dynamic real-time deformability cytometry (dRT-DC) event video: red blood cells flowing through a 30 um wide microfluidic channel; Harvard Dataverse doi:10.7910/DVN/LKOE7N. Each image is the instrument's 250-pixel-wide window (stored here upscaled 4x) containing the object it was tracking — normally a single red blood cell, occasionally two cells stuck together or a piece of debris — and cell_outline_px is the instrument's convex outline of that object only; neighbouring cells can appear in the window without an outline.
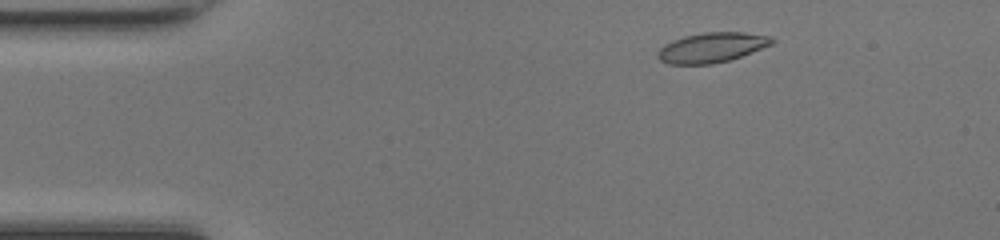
{"species": "common noctule bat (a hibernating species)", "species_latin": "Nyctalus noctula", "temperature_condition": "room temperature", "stored_images_in_passage": 45, "camera_frame_rate_fps": 3000, "um_per_image_px": 0.085, "animal": {"sex": "female", "body_mass_g": 17.0, "forearm_length_mm": 48.0}, "frame": {"image": 1, "passage_image": 4, "time_ms": 1.0, "image_size_px": [1000, 240], "cell_outline_px": [[776, 40], [772, 44], [740, 56], [728, 60], [712, 64], [668, 64], [660, 60], [656, 56], [656, 52], [664, 44], [672, 40], [684, 36], [704, 32], [744, 32], [772, 36]], "centroid_in_image_um": [60.47, 4.03], "position_along_channel_um": 24.5, "area_um2": 19.94}}
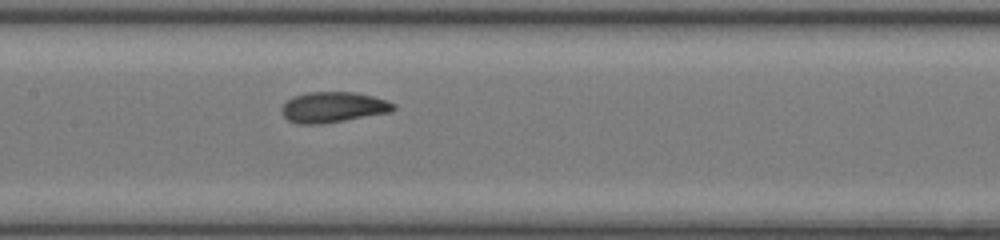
{"frame": {"image": 2, "passage_image": 20, "time_ms": 6.333, "image_size_px": [1000, 240], "cell_outline_px": [[396, 108], [392, 112], [320, 124], [296, 124], [288, 120], [284, 116], [280, 108], [292, 96], [308, 92], [356, 92], [372, 96], [396, 104]], "centroid_in_image_um": [28.3, 9.11], "position_along_channel_um": 179.1, "area_um2": 19.94}}
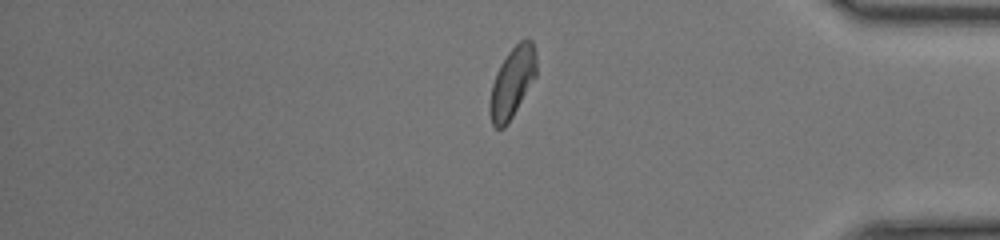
{"frame": {"image": 3, "passage_image": 37, "time_ms": 12.0, "image_size_px": [1000, 240], "cell_outline_px": [[536, 76], [508, 124], [504, 128], [496, 128], [492, 124], [488, 108], [492, 84], [496, 72], [500, 64], [508, 52], [524, 36], [528, 36], [532, 40], [536, 52]], "centroid_in_image_um": [43.54, 6.97], "position_along_channel_um": 391.7, "area_um2": 19.36}, "authors_computed_cell_mechanics": {"area_um2": 19.5364, "velocity_mm_per_s": 4.2385, "shape_relaxation_time_tau1_ms": 3.5819, "shape_relaxation_time_tau2_ms": 1.2045, "deformation_change_tau1": 0.1258, "deformation_change_tau2": 0.063}}